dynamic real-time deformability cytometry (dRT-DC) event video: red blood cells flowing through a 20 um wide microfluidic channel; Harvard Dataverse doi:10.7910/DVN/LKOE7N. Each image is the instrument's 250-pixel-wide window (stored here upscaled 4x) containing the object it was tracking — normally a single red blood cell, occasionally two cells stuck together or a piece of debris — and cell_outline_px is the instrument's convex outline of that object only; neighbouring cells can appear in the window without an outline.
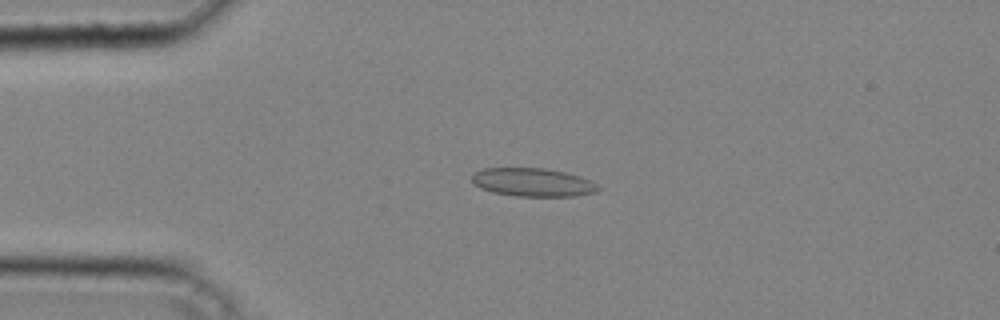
{"species": "common noctule bat (a hibernating species)", "species_latin": "Nyctalus noctula", "temperature_condition": "cold", "stored_images_in_passage": 40, "camera_frame_rate_fps": 3000, "um_per_image_px": 0.085, "animal": {"sex": "male", "body_mass_g": 20.4}, "frame": {"image": 1, "passage_image": 9, "time_ms": 2.667, "image_size_px": [1000, 320], "cell_outline_px": [[604, 188], [596, 192], [576, 196], [516, 196], [492, 192], [480, 188], [472, 180], [472, 176], [476, 172], [484, 168], [548, 168], [580, 176]], "centroid_in_image_um": [45.33, 15.5], "position_along_channel_um": 39.7, "area_um2": 20.87}}
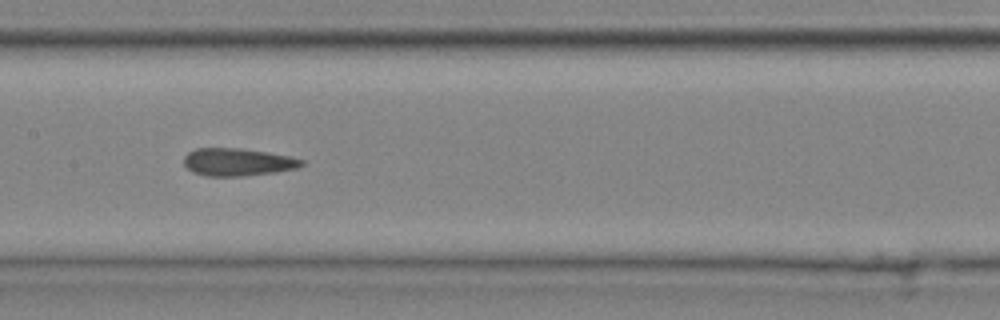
{"frame": {"image": 2, "passage_image": 20, "time_ms": 6.333, "image_size_px": [1000, 320], "cell_outline_px": [[304, 164], [296, 168], [276, 172], [240, 176], [208, 176], [192, 172], [184, 164], [184, 156], [188, 152], [196, 148], [240, 148], [268, 152], [292, 156], [304, 160]], "centroid_in_image_um": [20.21, 13.77], "position_along_channel_um": 187.2, "area_um2": 19.02}}
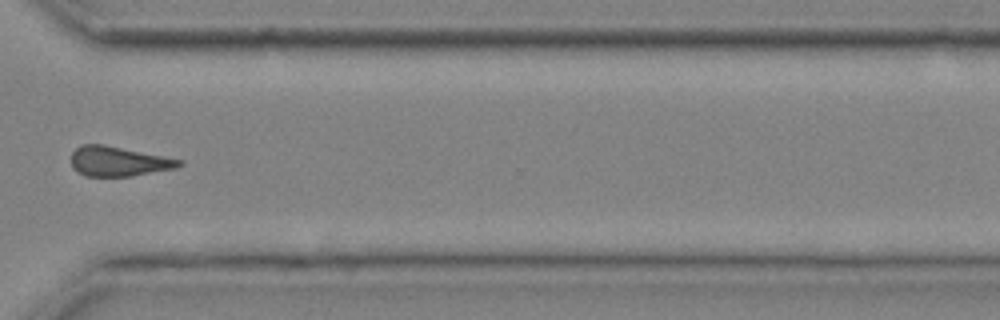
{"frame": {"image": 3, "passage_image": 31, "time_ms": 10.0, "image_size_px": [1000, 320], "cell_outline_px": [[184, 164], [176, 168], [132, 176], [84, 176], [76, 172], [72, 168], [72, 152], [80, 144], [104, 144], [184, 160]], "centroid_in_image_um": [10.07, 13.71], "position_along_channel_um": 360.5, "area_um2": 18.9}}